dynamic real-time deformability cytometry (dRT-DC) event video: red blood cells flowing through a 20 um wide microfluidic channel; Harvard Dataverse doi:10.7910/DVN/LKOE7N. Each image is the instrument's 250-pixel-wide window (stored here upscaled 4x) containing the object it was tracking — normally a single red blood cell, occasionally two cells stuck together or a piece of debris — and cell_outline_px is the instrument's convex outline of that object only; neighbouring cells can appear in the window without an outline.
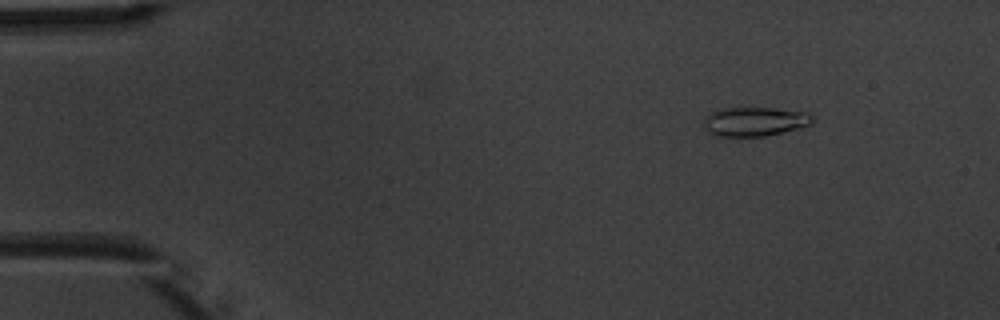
{"species": "common noctule bat (a hibernating species)", "species_latin": "Nyctalus noctula", "temperature_condition": "warm", "stored_images_in_passage": 10, "camera_frame_rate_fps": 3000, "um_per_image_px": 0.085, "animal": {"sex": "male", "body_mass_g": 20.1, "forearm_length_mm": 53.5}, "frame": {"image": 1, "passage_image": 1, "time_ms": 0.0, "image_size_px": [1000, 320], "cell_outline_px": [[816, 120], [812, 124], [800, 128], [764, 136], [712, 136], [704, 128], [704, 116], [720, 108], [772, 108], [804, 112], [812, 116]], "centroid_in_image_um": [64.13, 10.34], "position_along_channel_um": 20.9, "area_um2": 18.55}}
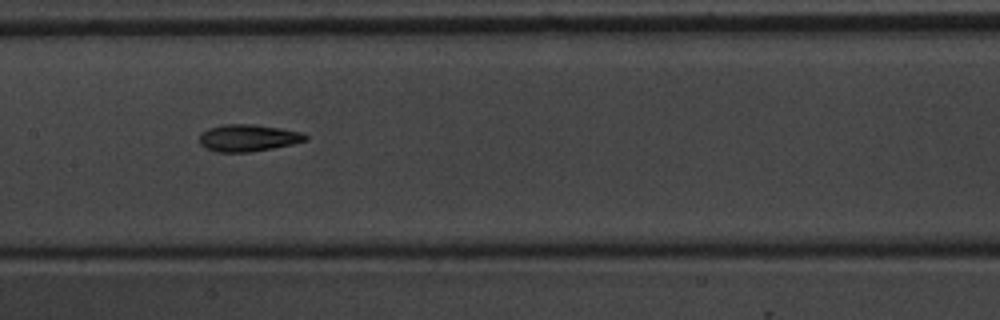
{"frame": {"image": 2, "passage_image": 7, "time_ms": 6.667, "image_size_px": [1000, 320], "cell_outline_px": [[308, 140], [292, 144], [272, 148], [248, 152], [216, 152], [200, 144], [200, 132], [208, 128], [224, 124], [252, 124], [280, 128], [304, 132], [308, 136]], "centroid_in_image_um": [21.1, 11.71], "position_along_channel_um": 186.3, "area_um2": 16.7}}
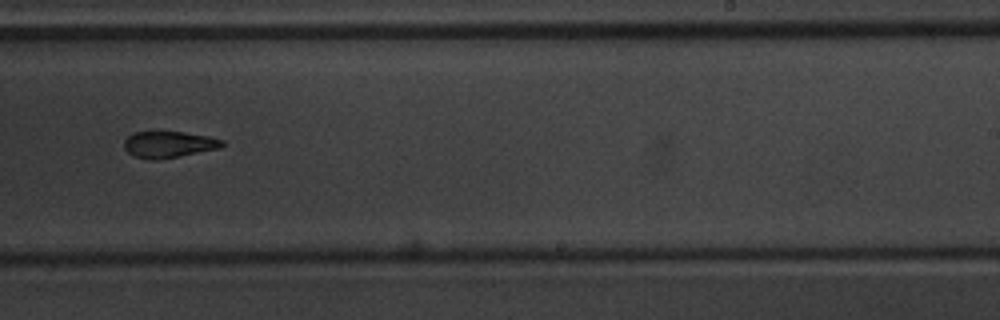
{"frame": {"image": 3, "passage_image": 9, "time_ms": 9.0, "image_size_px": [1000, 320], "cell_outline_px": [[224, 144], [220, 148], [180, 156], [152, 160], [148, 160], [136, 156], [128, 152], [124, 148], [124, 140], [132, 132], [184, 132], [208, 136], [224, 140]], "centroid_in_image_um": [14.34, 12.27], "position_along_channel_um": 274.7, "area_um2": 15.03}}